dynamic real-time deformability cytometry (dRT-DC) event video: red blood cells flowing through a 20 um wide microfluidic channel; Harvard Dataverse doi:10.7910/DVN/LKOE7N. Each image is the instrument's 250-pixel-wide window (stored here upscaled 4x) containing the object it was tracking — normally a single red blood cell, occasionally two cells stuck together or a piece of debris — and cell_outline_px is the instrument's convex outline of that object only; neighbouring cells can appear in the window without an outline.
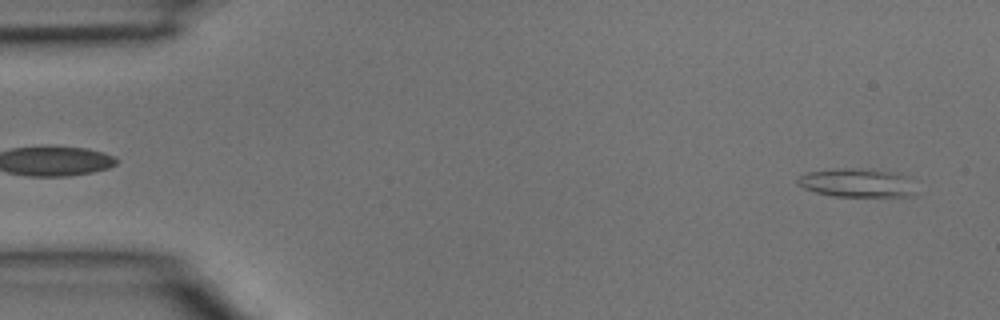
{"species": "common noctule bat (a hibernating species)", "species_latin": "Nyctalus noctula", "temperature_condition": "room temperature", "stored_images_in_passage": 3, "segment_of_instrument_passage": [2, 2], "camera_frame_rate_fps": 3000, "um_per_image_px": 0.085, "animal": {"sex": "male", "body_mass_g": 15.6}, "frame": {"image": 1, "passage_image": 3, "time_ms": 0.667, "image_size_px": [1000, 320], "cell_outline_px": [[916, 196], [836, 196], [816, 192], [804, 188], [796, 184], [796, 180], [800, 176], [808, 172], [836, 168], [872, 168], [896, 172], [904, 176], [916, 192]], "centroid_in_image_um": [72.82, 15.52], "position_along_channel_um": 12.2, "area_um2": 19.77}}